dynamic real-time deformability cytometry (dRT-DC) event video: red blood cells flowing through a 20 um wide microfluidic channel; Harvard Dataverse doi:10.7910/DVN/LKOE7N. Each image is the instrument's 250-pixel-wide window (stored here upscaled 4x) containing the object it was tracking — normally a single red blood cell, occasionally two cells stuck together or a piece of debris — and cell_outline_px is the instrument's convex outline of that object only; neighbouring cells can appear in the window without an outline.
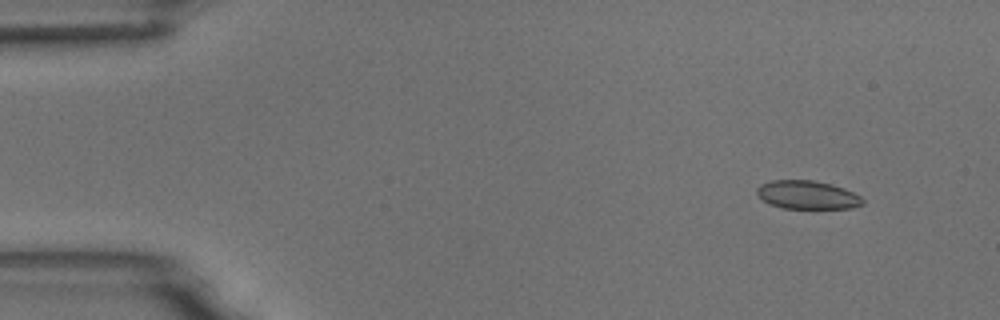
{"species": "common noctule bat (a hibernating species)", "species_latin": "Nyctalus noctula", "temperature_condition": "room temperature", "stored_images_in_passage": 5, "camera_frame_rate_fps": 3000, "um_per_image_px": 0.085, "animal": {"sex": "male", "body_mass_g": 18.8}, "frame": {"image": 1, "passage_image": 2, "time_ms": 1.0, "image_size_px": [1000, 320], "cell_outline_px": [[864, 204], [852, 208], [784, 208], [772, 204], [764, 200], [756, 192], [756, 188], [760, 184], [772, 180], [812, 180], [844, 188], [860, 196], [864, 200]], "centroid_in_image_um": [68.63, 16.56], "position_along_channel_um": 16.4, "area_um2": 17.28}}
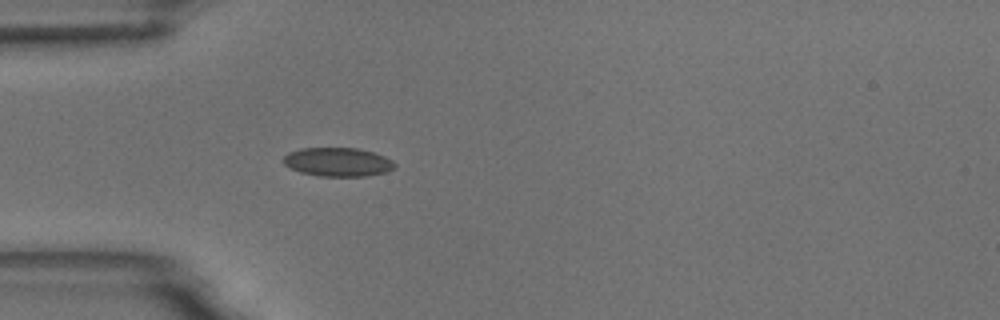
{"frame": {"image": 2, "passage_image": 5, "time_ms": 4.667, "image_size_px": [1000, 320], "cell_outline_px": [[396, 164], [388, 172], [368, 176], [320, 176], [300, 172], [288, 168], [284, 164], [284, 156], [288, 152], [300, 148], [356, 148], [372, 152], [384, 156], [392, 160]], "centroid_in_image_um": [28.7, 13.77], "position_along_channel_um": 56.3, "area_um2": 18.73}}